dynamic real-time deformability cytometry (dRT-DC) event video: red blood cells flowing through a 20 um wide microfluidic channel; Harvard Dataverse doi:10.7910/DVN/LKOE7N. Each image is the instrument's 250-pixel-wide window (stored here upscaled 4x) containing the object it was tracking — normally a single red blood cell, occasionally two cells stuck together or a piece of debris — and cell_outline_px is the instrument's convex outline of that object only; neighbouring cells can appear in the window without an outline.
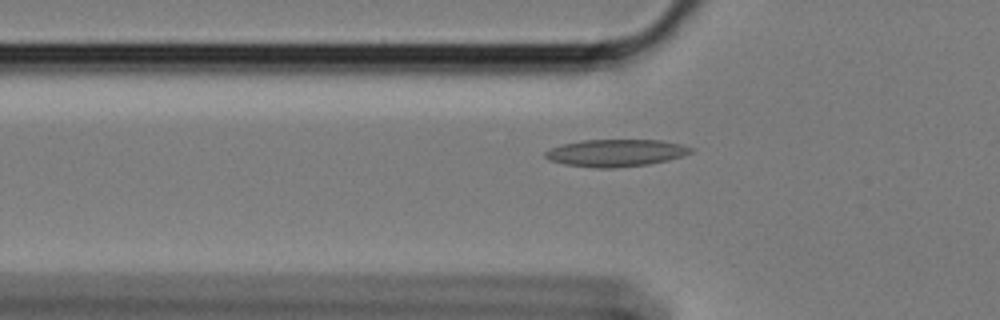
{"species": "Egyptian fruit bat (a non-hibernating species)", "species_latin": "Rousettus aegyptiacus", "temperature_condition": "cold", "stored_images_in_passage": 39, "camera_frame_rate_fps": 3000, "um_per_image_px": 0.085, "animal": {"sex": "female"}, "frame": {"image": 1, "passage_image": 3, "time_ms": 0.667, "image_size_px": [1000, 320], "cell_outline_px": [[696, 148], [692, 152], [668, 160], [648, 164], [612, 168], [596, 168], [564, 164], [548, 160], [544, 156], [544, 152], [552, 148], [564, 144], [580, 140], [660, 140], [684, 144]], "centroid_in_image_um": [52.37, 12.99], "position_along_channel_um": 73.4, "area_um2": 23.12}}
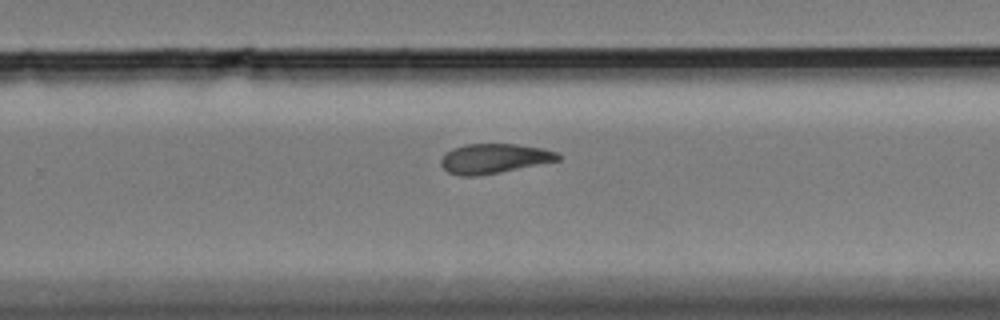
{"frame": {"image": 2, "passage_image": 22, "time_ms": 7.0, "image_size_px": [1000, 320], "cell_outline_px": [[560, 160], [500, 172], [476, 176], [460, 176], [448, 172], [440, 164], [440, 160], [444, 152], [452, 148], [464, 144], [516, 144], [544, 148], [556, 152], [560, 156]], "centroid_in_image_um": [41.96, 13.47], "position_along_channel_um": 287.8, "area_um2": 20.35}}
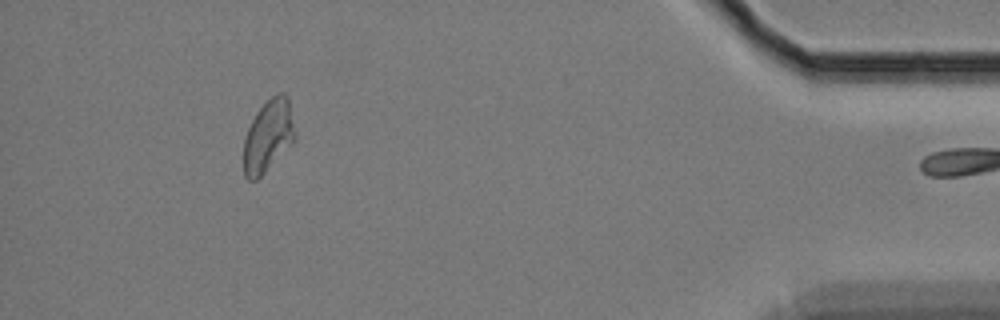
{"frame": {"image": 3, "passage_image": 38, "time_ms": 12.333, "image_size_px": [1000, 320], "cell_outline_px": [[296, 140], [256, 180], [248, 180], [244, 176], [244, 140], [248, 128], [256, 112], [276, 92], [284, 92], [288, 96], [296, 132]], "centroid_in_image_um": [22.82, 11.53], "position_along_channel_um": 412.4, "area_um2": 21.62}}